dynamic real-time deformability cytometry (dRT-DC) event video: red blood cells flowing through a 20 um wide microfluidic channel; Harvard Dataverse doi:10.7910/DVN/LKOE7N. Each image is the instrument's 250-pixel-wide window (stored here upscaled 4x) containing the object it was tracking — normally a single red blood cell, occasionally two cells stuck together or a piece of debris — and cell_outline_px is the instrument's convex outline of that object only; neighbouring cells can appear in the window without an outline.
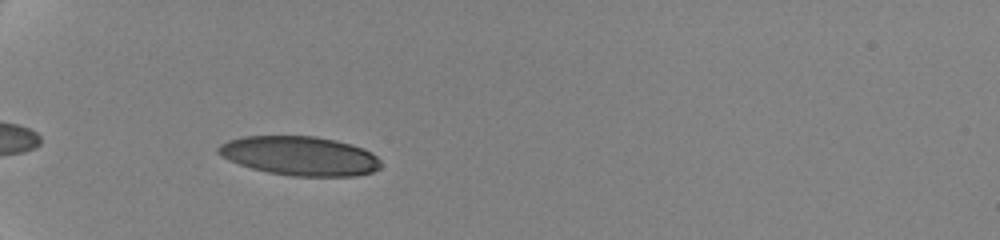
{"species": "human", "species_latin": "Homo sapiens", "temperature_condition": "cold", "stored_images_in_passage": 10, "camera_frame_rate_fps": 3000, "um_per_image_px": 0.085, "donor": {"sex": "female"}, "frame": {"image": 1, "passage_image": 7, "time_ms": 5.333, "image_size_px": [1000, 240], "cell_outline_px": [[380, 168], [372, 172], [356, 176], [292, 176], [268, 172], [252, 168], [228, 160], [220, 156], [216, 152], [216, 148], [220, 144], [228, 140], [244, 136], [316, 136], [336, 140], [352, 144], [364, 148], [372, 152], [380, 160]], "centroid_in_image_um": [25.48, 13.24], "position_along_channel_um": 59.5, "area_um2": 37.34}}
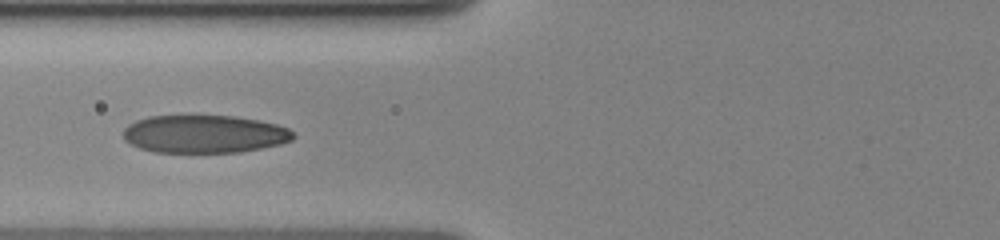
{"frame": {"image": 2, "passage_image": 9, "time_ms": 7.333, "image_size_px": [1000, 240], "cell_outline_px": [[296, 136], [292, 140], [280, 144], [240, 152], [152, 152], [140, 148], [124, 140], [124, 128], [128, 124], [136, 120], [148, 116], [236, 116], [260, 120], [276, 124], [288, 128]], "centroid_in_image_um": [17.37, 11.39], "position_along_channel_um": 108.4, "area_um2": 37.57}}